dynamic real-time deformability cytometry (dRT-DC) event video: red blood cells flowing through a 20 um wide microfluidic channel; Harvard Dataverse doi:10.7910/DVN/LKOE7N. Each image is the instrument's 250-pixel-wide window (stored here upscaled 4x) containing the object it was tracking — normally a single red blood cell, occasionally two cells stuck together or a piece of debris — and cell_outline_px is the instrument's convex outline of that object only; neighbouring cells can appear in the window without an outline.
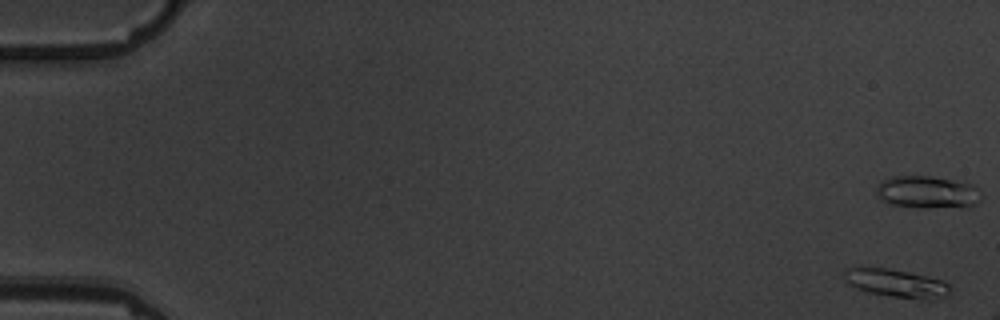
{"species": "common noctule bat (a hibernating species)", "species_latin": "Nyctalus noctula", "temperature_condition": "warm", "stored_images_in_passage": 5, "camera_frame_rate_fps": 3000, "um_per_image_px": 0.085, "animal": {"sex": "male", "body_mass_g": 19.5, "forearm_length_mm": 54.6}, "frame": {"image": 1, "passage_image": 1, "time_ms": 0.0, "image_size_px": [1000, 320], "cell_outline_px": [[948, 292], [940, 296], [892, 296], [872, 292], [856, 288], [844, 280], [844, 268], [860, 264], [888, 268], [908, 272], [940, 280], [948, 284]], "centroid_in_image_um": [75.92, 23.95], "position_along_channel_um": 9.1, "area_um2": 16.59}}